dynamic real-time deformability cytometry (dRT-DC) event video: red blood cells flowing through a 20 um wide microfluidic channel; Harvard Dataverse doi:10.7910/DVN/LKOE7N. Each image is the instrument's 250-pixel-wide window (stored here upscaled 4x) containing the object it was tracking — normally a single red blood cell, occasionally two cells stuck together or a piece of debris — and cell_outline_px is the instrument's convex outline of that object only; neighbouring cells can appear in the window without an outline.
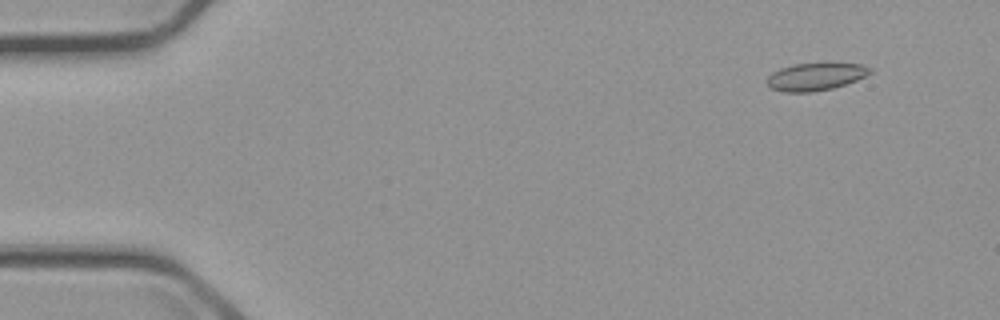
{"species": "common noctule bat (a hibernating species)", "species_latin": "Nyctalus noctula", "temperature_condition": "cold", "stored_images_in_passage": 5, "camera_frame_rate_fps": 3000, "um_per_image_px": 0.085, "animal": {"sex": "male", "body_mass_g": 23.1, "forearm_length_mm": 52.7}, "frame": {"image": 1, "passage_image": 1, "time_ms": 0.0, "image_size_px": [1000, 320], "cell_outline_px": [[872, 72], [856, 80], [832, 88], [812, 92], [784, 92], [768, 88], [764, 80], [772, 72], [780, 68], [792, 64], [860, 64], [872, 68]], "centroid_in_image_um": [69.23, 6.53], "position_along_channel_um": 15.8, "area_um2": 16.47}}